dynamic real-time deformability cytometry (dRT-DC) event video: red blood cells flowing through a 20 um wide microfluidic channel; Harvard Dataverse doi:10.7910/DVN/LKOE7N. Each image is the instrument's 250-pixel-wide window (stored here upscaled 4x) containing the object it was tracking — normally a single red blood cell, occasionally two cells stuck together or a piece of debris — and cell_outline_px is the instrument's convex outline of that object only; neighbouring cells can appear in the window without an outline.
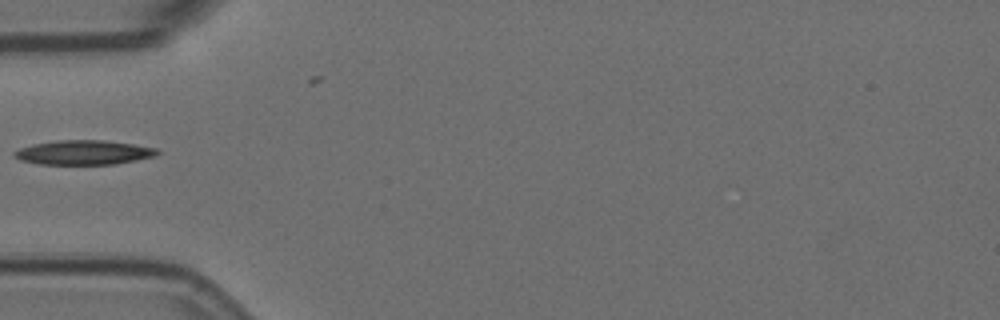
{"species": "Egyptian fruit bat (a non-hibernating species)", "species_latin": "Rousettus aegyptiacus", "temperature_condition": "room temperature", "stored_images_in_passage": 2, "camera_frame_rate_fps": 3000, "um_per_image_px": 0.085, "animal": {"sex": "female"}, "frame": {"image": 1, "passage_image": 1, "time_ms": 0.0, "image_size_px": [1000, 320], "cell_outline_px": [[160, 152], [156, 156], [116, 164], [40, 164], [20, 160], [12, 156], [12, 152], [20, 148], [32, 144], [56, 140], [104, 140], [132, 144], [156, 148]], "centroid_in_image_um": [7.08, 12.96], "position_along_channel_um": 77.9, "area_um2": 20.4}}
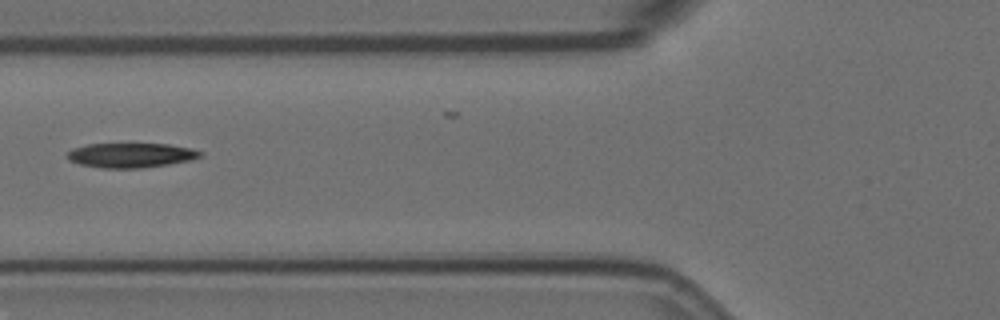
{"frame": {"image": 2, "passage_image": 2, "time_ms": 0.333, "image_size_px": [1000, 320], "cell_outline_px": [[204, 156], [188, 160], [168, 164], [144, 168], [100, 168], [80, 164], [68, 160], [64, 156], [72, 148], [88, 144], [168, 144], [192, 148], [204, 152]], "centroid_in_image_um": [11.11, 13.19], "position_along_channel_um": 114.7, "area_um2": 19.25}}